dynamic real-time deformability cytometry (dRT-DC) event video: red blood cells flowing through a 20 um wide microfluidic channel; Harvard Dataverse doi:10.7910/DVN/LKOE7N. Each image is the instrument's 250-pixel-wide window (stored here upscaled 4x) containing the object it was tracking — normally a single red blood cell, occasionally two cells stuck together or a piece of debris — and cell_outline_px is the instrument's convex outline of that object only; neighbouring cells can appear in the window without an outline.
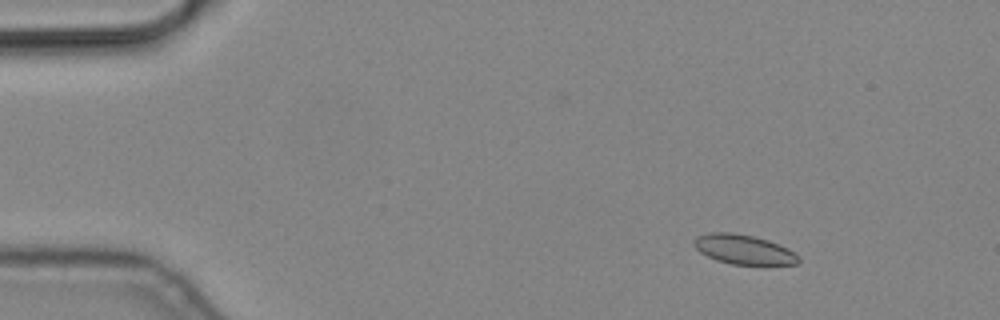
{"species": "common noctule bat (a hibernating species)", "species_latin": "Nyctalus noctula", "temperature_condition": "cold", "stored_images_in_passage": 7, "camera_frame_rate_fps": 3000, "um_per_image_px": 0.085, "animal": {"sex": "male", "body_mass_g": 19.2, "forearm_length_mm": 51.8}, "frame": {"image": 1, "passage_image": 3, "time_ms": 0.667, "image_size_px": [1000, 320], "cell_outline_px": [[800, 260], [796, 264], [732, 264], [716, 260], [700, 252], [696, 248], [692, 240], [696, 236], [708, 232], [732, 232], [752, 236], [768, 240], [788, 248], [800, 256]], "centroid_in_image_um": [63.19, 21.19], "position_along_channel_um": 21.8, "area_um2": 17.98}}
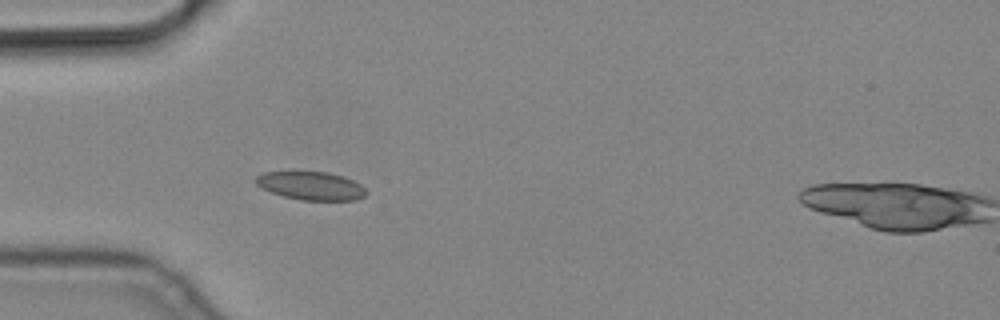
{"frame": {"image": 2, "passage_image": 6, "time_ms": 1.667, "image_size_px": [1000, 320], "cell_outline_px": [[368, 192], [364, 196], [356, 200], [300, 200], [284, 196], [260, 188], [256, 184], [256, 176], [264, 172], [328, 172], [344, 176], [360, 184]], "centroid_in_image_um": [26.44, 15.79], "position_along_channel_um": 58.6, "area_um2": 18.15}}